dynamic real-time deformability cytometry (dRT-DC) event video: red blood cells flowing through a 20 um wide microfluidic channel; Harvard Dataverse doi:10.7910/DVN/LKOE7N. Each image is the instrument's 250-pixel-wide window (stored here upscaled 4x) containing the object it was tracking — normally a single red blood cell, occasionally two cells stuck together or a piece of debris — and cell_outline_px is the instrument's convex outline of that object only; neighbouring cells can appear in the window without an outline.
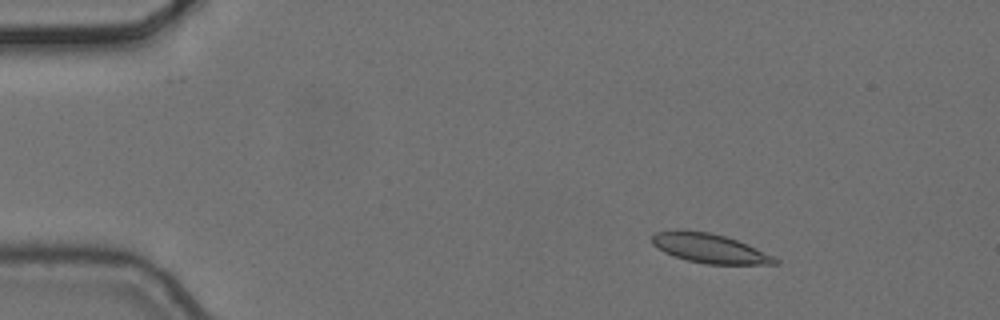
{"species": "common noctule bat (a hibernating species)", "species_latin": "Nyctalus noctula", "temperature_condition": "cold", "stored_images_in_passage": 5, "camera_frame_rate_fps": 3000, "um_per_image_px": 0.085, "animal": {"sex": "female", "body_mass_g": 24.6, "forearm_length_mm": 56.2}, "frame": {"image": 1, "passage_image": 2, "time_ms": 0.333, "image_size_px": [1000, 320], "cell_outline_px": [[780, 264], [704, 264], [688, 260], [664, 252], [656, 248], [652, 244], [652, 236], [656, 232], [676, 228], [708, 232], [724, 236], [748, 244], [780, 260]], "centroid_in_image_um": [60.28, 21.09], "position_along_channel_um": 24.7, "area_um2": 21.1}}